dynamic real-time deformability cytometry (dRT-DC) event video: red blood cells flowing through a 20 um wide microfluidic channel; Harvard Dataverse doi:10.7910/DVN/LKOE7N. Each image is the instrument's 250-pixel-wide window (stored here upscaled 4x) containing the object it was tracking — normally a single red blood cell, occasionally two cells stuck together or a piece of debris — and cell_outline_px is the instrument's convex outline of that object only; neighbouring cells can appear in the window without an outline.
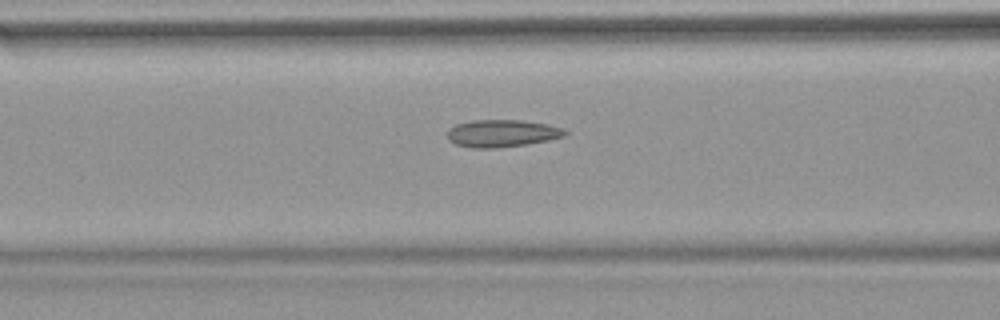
{"species": "common noctule bat (a hibernating species)", "species_latin": "Nyctalus noctula", "temperature_condition": "warm", "stored_images_in_passage": 52, "camera_frame_rate_fps": 3000, "um_per_image_px": 0.085, "animal": {"sex": "female", "body_mass_g": 18.4}, "frame": {"image": 1, "passage_image": 21, "time_ms": 6.667, "image_size_px": [1000, 320], "cell_outline_px": [[568, 132], [564, 136], [548, 140], [528, 144], [496, 148], [472, 148], [456, 144], [448, 140], [448, 128], [456, 124], [472, 120], [520, 120], [548, 124], [564, 128]], "centroid_in_image_um": [42.67, 11.33], "position_along_channel_um": 123.9, "area_um2": 18.84}}
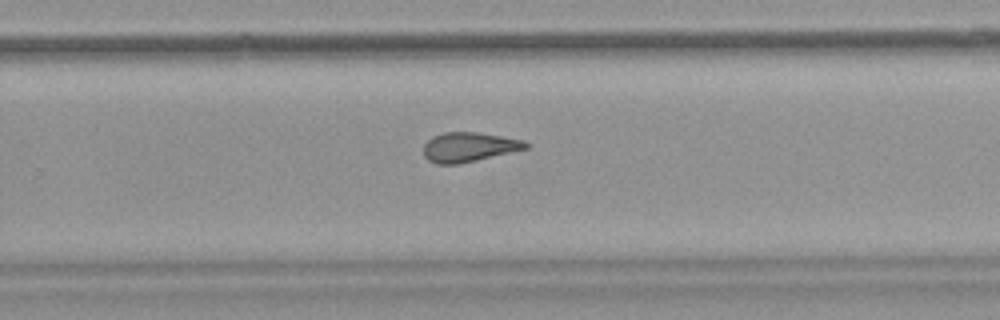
{"frame": {"image": 2, "passage_image": 34, "time_ms": 11.0, "image_size_px": [1000, 320], "cell_outline_px": [[532, 144], [528, 148], [460, 164], [436, 164], [428, 160], [424, 156], [424, 144], [432, 136], [444, 132], [476, 132], [524, 140]], "centroid_in_image_um": [39.86, 12.5], "position_along_channel_um": 289.9, "area_um2": 17.63}}
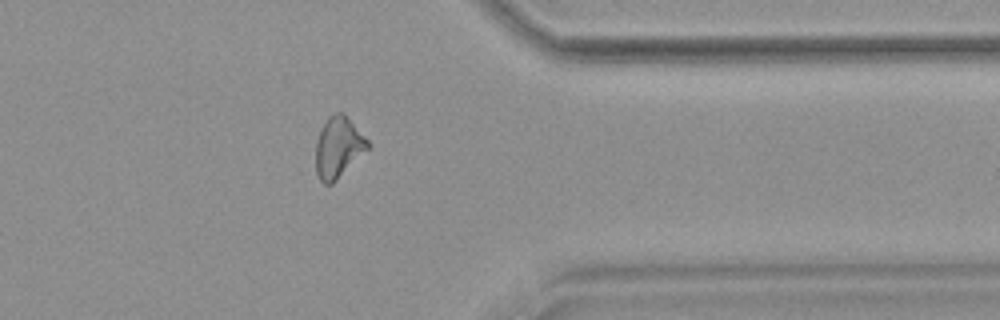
{"frame": {"image": 3, "passage_image": 42, "time_ms": 13.667, "image_size_px": [1000, 320], "cell_outline_px": [[372, 148], [332, 184], [324, 184], [320, 180], [316, 172], [316, 140], [320, 128], [328, 116], [336, 112], [344, 112], [372, 144]], "centroid_in_image_um": [28.8, 12.51], "position_along_channel_um": 382.6, "area_um2": 19.07}, "authors_computed_cell_mechanics": {"area_um2": 18.8139, "velocity_mm_per_s": 3.843, "shape_relaxation_time_tau1_ms": null, "shape_relaxation_time_tau2_ms": 3.0273, "deformation_change_tau1": null, "deformation_change_tau2": 0.1248}}